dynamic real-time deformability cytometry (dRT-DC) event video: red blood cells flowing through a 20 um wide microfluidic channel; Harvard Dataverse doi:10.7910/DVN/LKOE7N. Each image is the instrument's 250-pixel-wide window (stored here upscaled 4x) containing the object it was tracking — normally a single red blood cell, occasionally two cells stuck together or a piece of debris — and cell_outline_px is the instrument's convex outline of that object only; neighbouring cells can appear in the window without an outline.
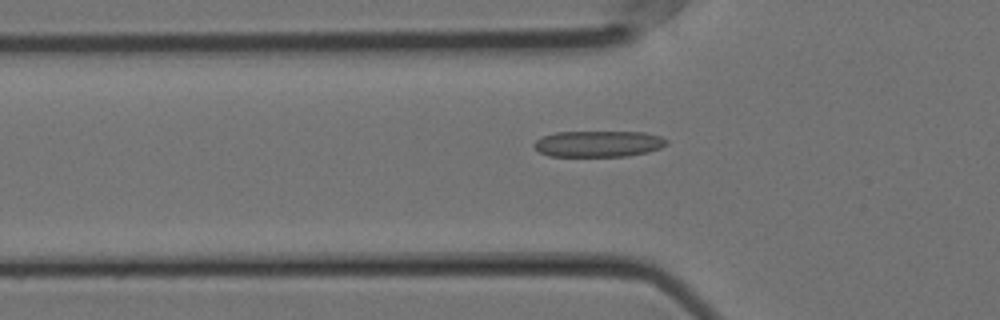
{"species": "Egyptian fruit bat (a non-hibernating species)", "species_latin": "Rousettus aegyptiacus", "temperature_condition": "cold", "stored_images_in_passage": 42, "camera_frame_rate_fps": 3000, "um_per_image_px": 0.085, "animal": {"sex": "female"}, "frame": {"image": 1, "passage_image": 10, "time_ms": 3.0, "image_size_px": [1000, 320], "cell_outline_px": [[668, 144], [660, 148], [648, 152], [628, 156], [548, 156], [540, 152], [532, 144], [540, 136], [556, 132], [644, 132], [660, 136], [668, 140]], "centroid_in_image_um": [50.86, 12.22], "position_along_channel_um": 74.9, "area_um2": 20.35}}
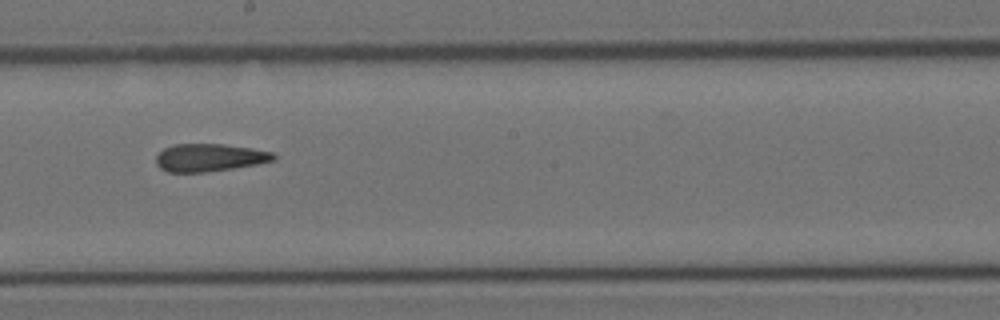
{"frame": {"image": 2, "passage_image": 23, "time_ms": 7.333, "image_size_px": [1000, 320], "cell_outline_px": [[276, 160], [256, 164], [232, 168], [204, 172], [168, 172], [160, 168], [156, 164], [156, 156], [164, 148], [172, 144], [224, 144], [252, 148], [272, 152], [276, 156]], "centroid_in_image_um": [17.79, 13.39], "position_along_channel_um": 230.4, "area_um2": 18.96}}
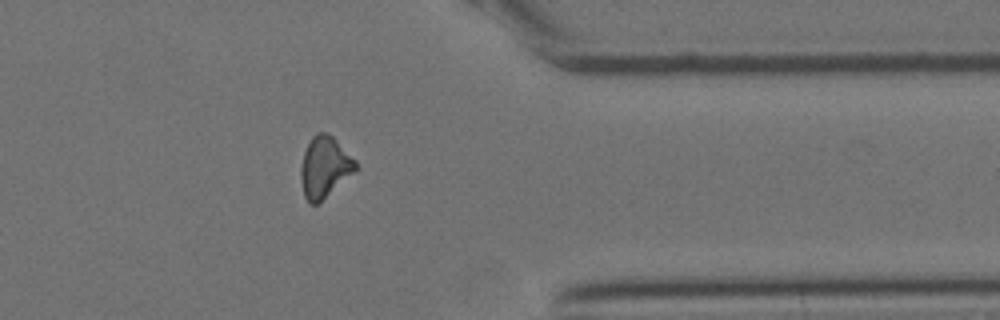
{"frame": {"image": 3, "passage_image": 37, "time_ms": 12.0, "image_size_px": [1000, 320], "cell_outline_px": [[356, 172], [316, 204], [308, 204], [304, 196], [300, 180], [300, 168], [304, 152], [312, 136], [316, 132], [324, 132], [332, 136], [356, 160]], "centroid_in_image_um": [27.58, 14.21], "position_along_channel_um": 383.8, "area_um2": 19.48}, "authors_computed_cell_mechanics": {"area_um2": 19.5364, "velocity_mm_per_s": 3.5669, "shape_relaxation_time_tau1_ms": 10.388, "shape_relaxation_time_tau2_ms": 3.6907, "deformation_change_tau1": 0.1776, "deformation_change_tau2": 0.1376}}